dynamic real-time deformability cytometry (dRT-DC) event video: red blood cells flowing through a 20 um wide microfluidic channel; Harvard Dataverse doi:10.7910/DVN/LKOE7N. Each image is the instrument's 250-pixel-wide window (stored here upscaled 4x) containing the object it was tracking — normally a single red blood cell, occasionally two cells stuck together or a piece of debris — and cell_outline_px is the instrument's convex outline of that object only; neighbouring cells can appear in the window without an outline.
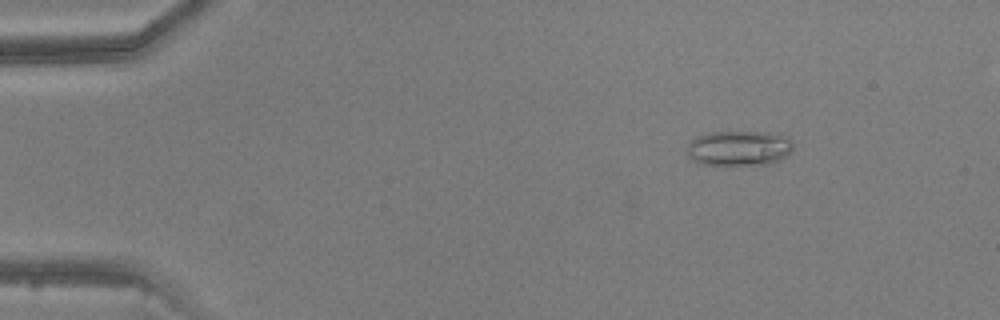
{"species": "common noctule bat (a hibernating species)", "species_latin": "Nyctalus noctula", "temperature_condition": "warm", "stored_images_in_passage": 4, "camera_frame_rate_fps": 3000, "um_per_image_px": 0.085, "animal": {"sex": "male", "body_mass_g": 20.5, "forearm_length_mm": 52.5}, "frame": {"image": 1, "passage_image": 2, "time_ms": 1.333, "image_size_px": [1000, 320], "cell_outline_px": [[792, 152], [788, 156], [768, 164], [700, 164], [692, 160], [688, 156], [684, 148], [696, 136], [712, 132], [780, 132], [788, 136], [792, 140]], "centroid_in_image_um": [62.84, 12.57], "position_along_channel_um": 22.2, "area_um2": 22.08}}